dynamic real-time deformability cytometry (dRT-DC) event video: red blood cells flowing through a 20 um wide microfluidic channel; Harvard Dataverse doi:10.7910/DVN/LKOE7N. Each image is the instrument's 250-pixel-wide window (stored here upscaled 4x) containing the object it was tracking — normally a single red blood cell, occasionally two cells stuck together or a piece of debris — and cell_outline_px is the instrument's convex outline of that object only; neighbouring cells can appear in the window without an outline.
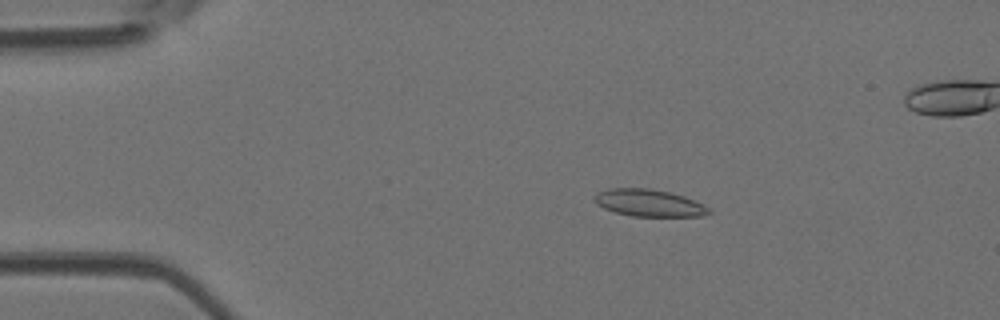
{"species": "Egyptian fruit bat (a non-hibernating species)", "species_latin": "Rousettus aegyptiacus", "temperature_condition": "room temperature", "stored_images_in_passage": 6, "camera_frame_rate_fps": 3000, "um_per_image_px": 0.085, "animal": {"sex": "female"}, "frame": {"image": 1, "passage_image": 2, "time_ms": 0.333, "image_size_px": [1000, 320], "cell_outline_px": [[712, 212], [704, 216], [632, 216], [616, 212], [604, 208], [596, 204], [592, 196], [596, 192], [608, 188], [648, 188], [668, 192], [684, 196], [704, 204]], "centroid_in_image_um": [55.13, 17.24], "position_along_channel_um": 29.9, "area_um2": 18.15}}
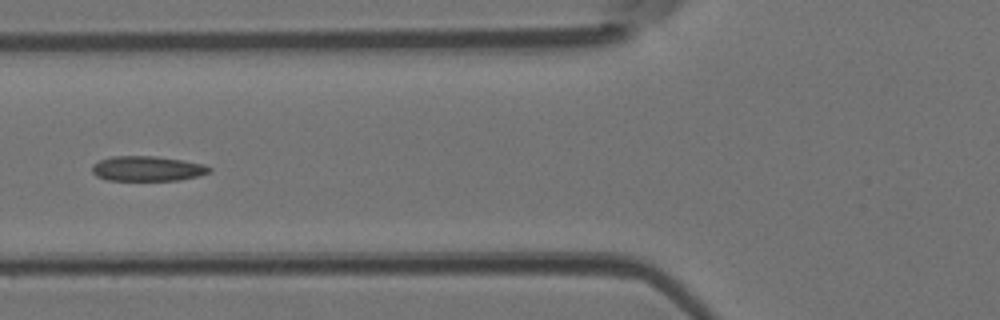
{"frame": {"image": 2, "passage_image": 5, "time_ms": 1.333, "image_size_px": [1000, 320], "cell_outline_px": [[212, 172], [180, 180], [108, 180], [96, 176], [92, 172], [92, 164], [100, 160], [112, 156], [156, 156], [204, 164], [212, 168]], "centroid_in_image_um": [12.52, 14.33], "position_along_channel_um": 113.3, "area_um2": 17.05}}
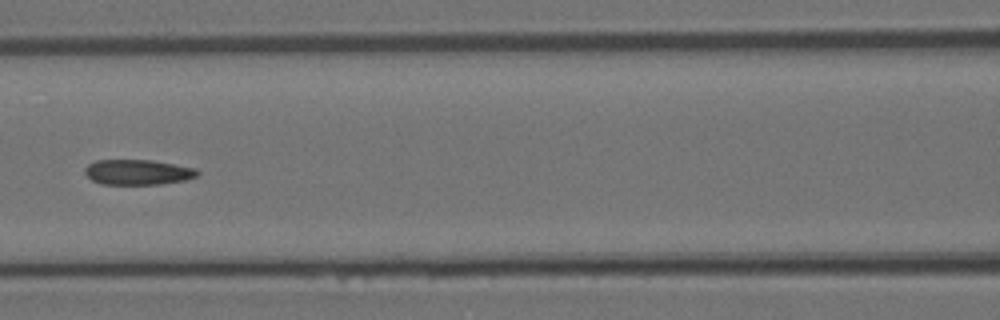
{"frame": {"image": 3, "passage_image": 6, "time_ms": 1.667, "image_size_px": [1000, 320], "cell_outline_px": [[200, 172], [196, 176], [184, 180], [160, 184], [100, 184], [92, 180], [84, 172], [84, 168], [88, 164], [96, 160], [152, 160], [196, 168]], "centroid_in_image_um": [11.69, 14.63], "position_along_channel_um": 154.9, "area_um2": 16.53}}